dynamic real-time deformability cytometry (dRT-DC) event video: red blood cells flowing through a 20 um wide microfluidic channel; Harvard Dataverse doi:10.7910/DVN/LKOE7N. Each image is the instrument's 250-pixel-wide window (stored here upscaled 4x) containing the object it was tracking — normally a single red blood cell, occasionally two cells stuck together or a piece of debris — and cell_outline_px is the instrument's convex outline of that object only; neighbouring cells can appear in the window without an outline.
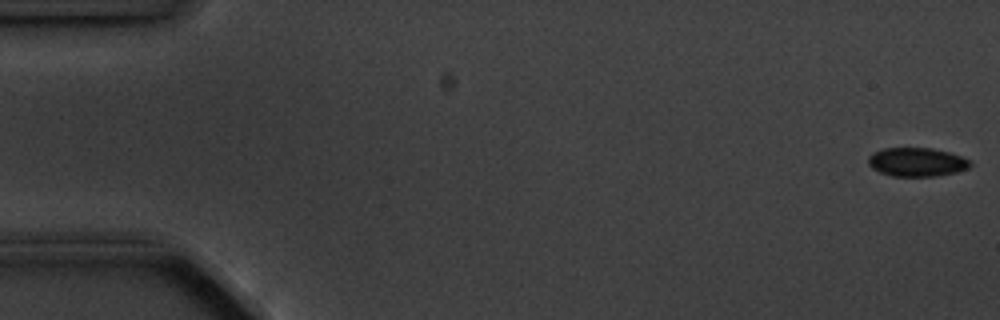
{"species": "common noctule bat (a hibernating species)", "species_latin": "Nyctalus noctula", "temperature_condition": "cold", "stored_images_in_passage": 5, "segment_of_instrument_passage": [2, 2], "camera_frame_rate_fps": 3000, "um_per_image_px": 0.085, "animal": {"sex": "male", "body_mass_g": 20.1, "forearm_length_mm": 53.5}, "frame": {"image": 1, "passage_image": 5, "time_ms": 5.333, "image_size_px": [1000, 320], "cell_outline_px": [[972, 164], [968, 168], [956, 172], [936, 176], [892, 176], [880, 172], [872, 168], [868, 164], [868, 156], [872, 152], [884, 148], [932, 148], [948, 152], [960, 156], [968, 160]], "centroid_in_image_um": [77.89, 13.77], "position_along_channel_um": 7.1, "area_um2": 17.05}}